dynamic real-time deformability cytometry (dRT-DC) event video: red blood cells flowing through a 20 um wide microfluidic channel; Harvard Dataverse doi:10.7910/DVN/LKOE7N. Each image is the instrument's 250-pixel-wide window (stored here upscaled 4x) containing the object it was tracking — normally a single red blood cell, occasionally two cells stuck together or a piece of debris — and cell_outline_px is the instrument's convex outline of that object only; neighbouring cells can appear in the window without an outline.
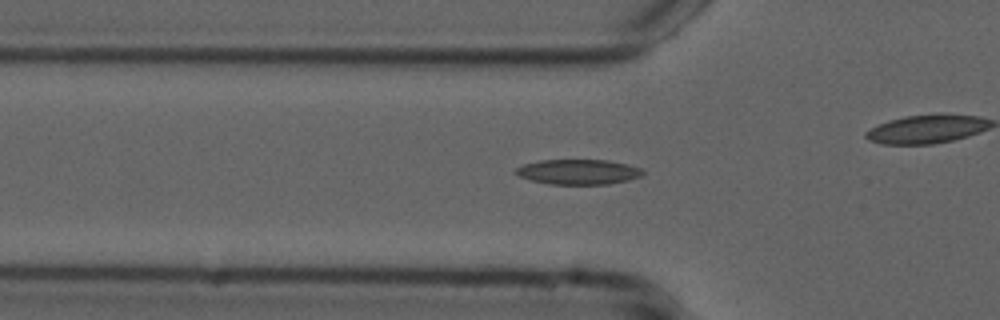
{"species": "common noctule bat (a hibernating species)", "species_latin": "Nyctalus noctula", "temperature_condition": "cold", "stored_images_in_passage": 43, "camera_frame_rate_fps": 3000, "um_per_image_px": 0.085, "animal": {"sex": "male", "forearm_length_mm": 52.5}, "frame": {"image": 1, "passage_image": 18, "time_ms": 5.667, "image_size_px": [1000, 320], "cell_outline_px": [[644, 172], [640, 176], [628, 180], [608, 184], [548, 184], [532, 180], [520, 176], [512, 172], [516, 168], [524, 164], [540, 160], [608, 160], [628, 164], [640, 168]], "centroid_in_image_um": [49.14, 14.6], "position_along_channel_um": 76.7, "area_um2": 18.5}}
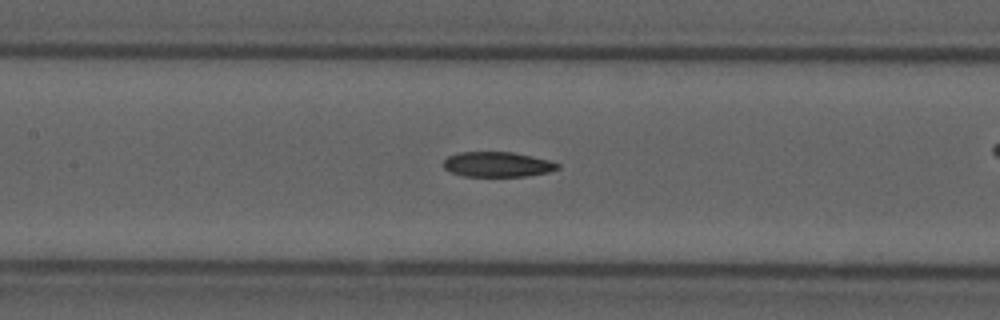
{"frame": {"image": 2, "passage_image": 25, "time_ms": 8.0, "image_size_px": [1000, 320], "cell_outline_px": [[560, 168], [548, 172], [528, 176], [464, 176], [452, 172], [444, 168], [444, 160], [448, 156], [460, 152], [512, 152], [552, 160], [560, 164]], "centroid_in_image_um": [42.33, 13.97], "position_along_channel_um": 165.1, "area_um2": 16.7}}
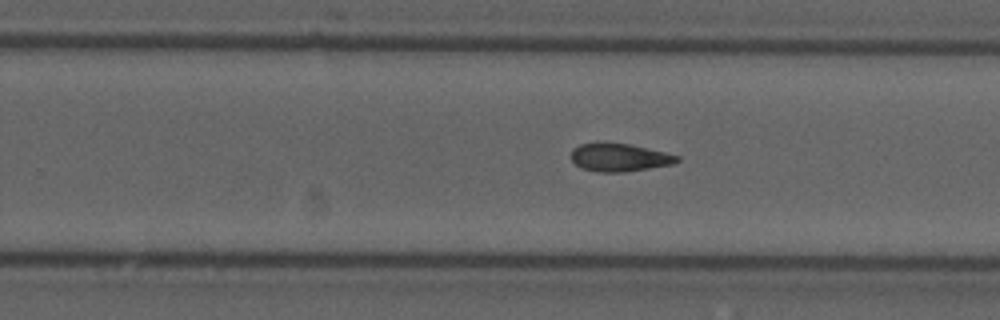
{"frame": {"image": 3, "passage_image": 34, "time_ms": 11.0, "image_size_px": [1000, 320], "cell_outline_px": [[680, 160], [672, 164], [624, 172], [600, 172], [580, 168], [572, 160], [572, 148], [580, 144], [600, 140], [628, 144], [664, 152], [680, 156]], "centroid_in_image_um": [52.59, 13.35], "position_along_channel_um": 277.2, "area_um2": 17.51}}